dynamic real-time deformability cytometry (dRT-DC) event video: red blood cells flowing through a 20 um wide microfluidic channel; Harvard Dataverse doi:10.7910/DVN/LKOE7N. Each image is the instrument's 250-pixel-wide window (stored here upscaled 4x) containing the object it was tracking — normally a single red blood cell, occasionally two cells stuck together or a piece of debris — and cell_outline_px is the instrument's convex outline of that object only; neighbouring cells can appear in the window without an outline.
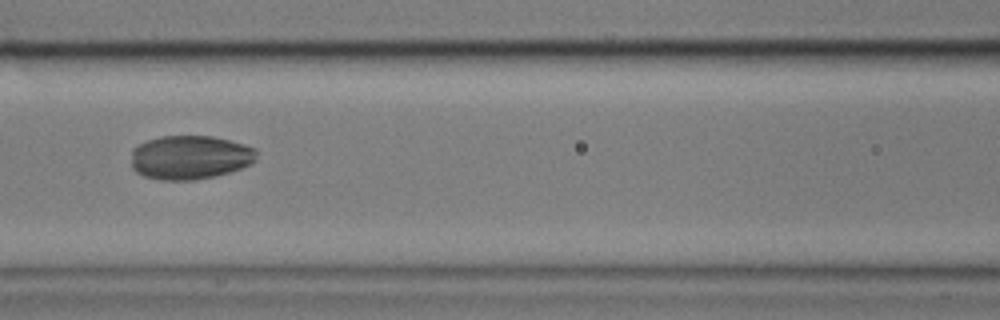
{"species": "common noctule bat (a hibernating species)", "species_latin": "Nyctalus noctula", "temperature_condition": "cold", "stored_images_in_passage": 15, "camera_frame_rate_fps": 3000, "um_per_image_px": 0.085, "animal": {"sex": "male", "body_mass_g": 17.9}, "frame": {"image": 1, "passage_image": 13, "time_ms": 4.0, "image_size_px": [1000, 320], "cell_outline_px": [[256, 160], [252, 164], [228, 172], [196, 180], [160, 180], [144, 176], [136, 172], [132, 168], [132, 148], [148, 140], [160, 136], [212, 136], [244, 144], [256, 148]], "centroid_in_image_um": [16.14, 13.37], "position_along_channel_um": 150.5, "area_um2": 32.14}}